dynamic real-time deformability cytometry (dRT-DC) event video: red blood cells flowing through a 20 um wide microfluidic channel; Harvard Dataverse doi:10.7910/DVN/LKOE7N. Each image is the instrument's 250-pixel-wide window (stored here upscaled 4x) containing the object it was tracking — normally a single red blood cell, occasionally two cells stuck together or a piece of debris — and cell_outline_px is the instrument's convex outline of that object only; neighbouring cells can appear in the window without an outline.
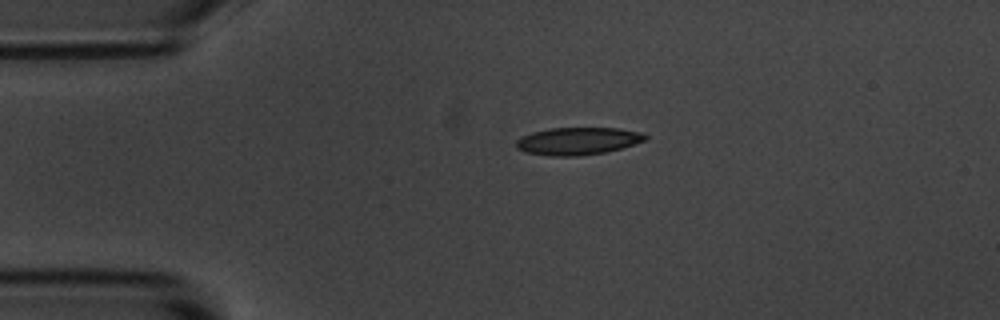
{"species": "common noctule bat (a hibernating species)", "species_latin": "Nyctalus noctula", "temperature_condition": "room temperature", "stored_images_in_passage": 2, "camera_frame_rate_fps": 3000, "um_per_image_px": 0.085, "animal": {"sex": "male", "body_mass_g": 20.1, "forearm_length_mm": 53.5}, "frame": {"image": 1, "passage_image": 1, "time_ms": 0.0, "image_size_px": [1000, 320], "cell_outline_px": [[648, 136], [644, 140], [620, 148], [604, 152], [576, 156], [548, 156], [524, 152], [516, 148], [516, 140], [532, 132], [552, 128], [620, 128], [644, 132]], "centroid_in_image_um": [49.1, 11.98], "position_along_channel_um": 35.9, "area_um2": 20.58}}